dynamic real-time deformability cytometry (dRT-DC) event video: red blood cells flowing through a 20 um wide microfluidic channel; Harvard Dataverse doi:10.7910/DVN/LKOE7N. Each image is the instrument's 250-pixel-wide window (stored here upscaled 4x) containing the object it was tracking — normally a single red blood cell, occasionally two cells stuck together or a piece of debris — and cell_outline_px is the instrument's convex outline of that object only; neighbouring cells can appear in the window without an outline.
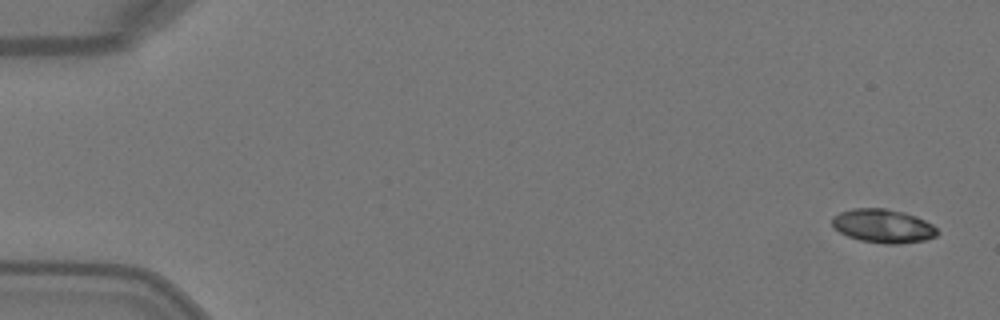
{"species": "Egyptian fruit bat (a non-hibernating species)", "species_latin": "Rousettus aegyptiacus", "temperature_condition": "warm", "stored_images_in_passage": 4, "camera_frame_rate_fps": 3000, "um_per_image_px": 0.085, "animal": {"sex": "female"}, "frame": {"image": 1, "passage_image": 1, "time_ms": 0.0, "image_size_px": [1000, 320], "cell_outline_px": [[940, 232], [936, 236], [924, 240], [900, 244], [884, 244], [860, 240], [848, 236], [840, 232], [832, 224], [832, 216], [840, 212], [852, 208], [884, 208], [904, 212], [916, 216], [932, 224]], "centroid_in_image_um": [75.07, 19.2], "position_along_channel_um": 9.9, "area_um2": 20.69}}
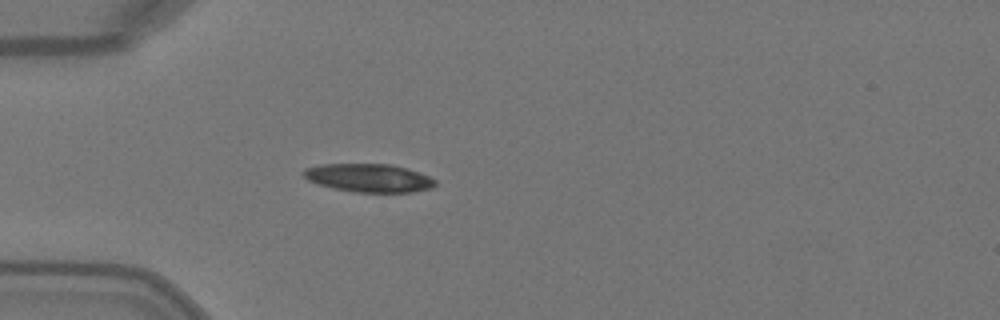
{"frame": {"image": 2, "passage_image": 4, "time_ms": 1.0, "image_size_px": [1000, 320], "cell_outline_px": [[436, 184], [432, 188], [412, 192], [356, 192], [332, 188], [308, 180], [304, 176], [304, 168], [320, 164], [392, 164], [408, 168], [428, 176], [436, 180]], "centroid_in_image_um": [31.37, 15.12], "position_along_channel_um": 53.6, "area_um2": 21.68}}